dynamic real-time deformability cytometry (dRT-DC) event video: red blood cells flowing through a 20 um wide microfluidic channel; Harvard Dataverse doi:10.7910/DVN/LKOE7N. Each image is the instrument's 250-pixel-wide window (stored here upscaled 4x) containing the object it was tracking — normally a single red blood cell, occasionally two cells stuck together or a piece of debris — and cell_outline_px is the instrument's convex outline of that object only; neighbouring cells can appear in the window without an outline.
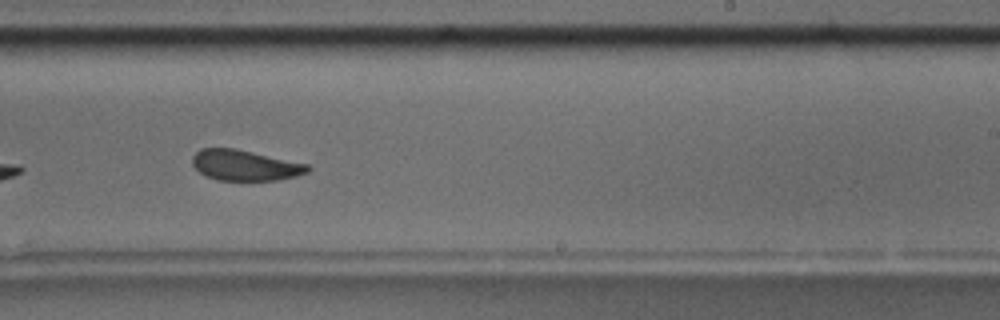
{"species": "common noctule bat (a hibernating species)", "species_latin": "Nyctalus noctula", "temperature_condition": "room temperature", "stored_images_in_passage": 32, "camera_frame_rate_fps": 3000, "um_per_image_px": 0.085, "animal": {"sex": "male", "body_mass_g": 17.5, "forearm_length_mm": 52.3}, "frame": {"image": 1, "passage_image": 19, "time_ms": 6.0, "image_size_px": [1000, 320], "cell_outline_px": [[312, 168], [308, 172], [296, 176], [276, 180], [216, 180], [204, 176], [192, 164], [192, 156], [200, 148], [236, 148], [308, 164]], "centroid_in_image_um": [20.81, 14.04], "position_along_channel_um": 268.2, "area_um2": 20.69}, "authors_computed_cell_mechanics": {"area_um2": 21.5883, "velocity_mm_per_s": 3.5518, "shape_relaxation_time_tau1_ms": null, "shape_relaxation_time_tau2_ms": 1.424, "deformation_change_tau1": null, "deformation_change_tau2": 0.074}}